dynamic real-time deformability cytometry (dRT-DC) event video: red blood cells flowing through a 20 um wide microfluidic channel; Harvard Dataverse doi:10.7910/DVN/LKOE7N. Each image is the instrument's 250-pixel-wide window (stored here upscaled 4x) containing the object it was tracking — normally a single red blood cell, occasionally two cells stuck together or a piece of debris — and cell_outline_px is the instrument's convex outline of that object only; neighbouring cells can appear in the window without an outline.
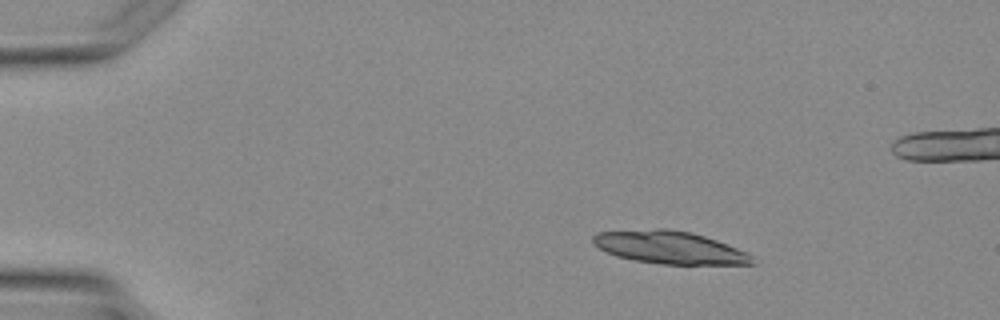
{"species": "Egyptian fruit bat (a non-hibernating species)", "species_latin": "Rousettus aegyptiacus", "temperature_condition": "warm", "stored_images_in_passage": 3, "camera_frame_rate_fps": 3000, "um_per_image_px": 0.085, "animal": {"sex": "female"}, "frame": {"image": 1, "passage_image": 1, "time_ms": 0.0, "image_size_px": [1000, 320], "cell_outline_px": [[756, 264], [664, 264], [632, 260], [616, 256], [600, 248], [592, 240], [592, 236], [596, 232], [656, 228], [664, 228], [688, 232], [704, 236], [716, 240], [736, 248], [752, 256]], "centroid_in_image_um": [56.88, 21.03], "position_along_channel_um": 28.1, "area_um2": 30.0}}